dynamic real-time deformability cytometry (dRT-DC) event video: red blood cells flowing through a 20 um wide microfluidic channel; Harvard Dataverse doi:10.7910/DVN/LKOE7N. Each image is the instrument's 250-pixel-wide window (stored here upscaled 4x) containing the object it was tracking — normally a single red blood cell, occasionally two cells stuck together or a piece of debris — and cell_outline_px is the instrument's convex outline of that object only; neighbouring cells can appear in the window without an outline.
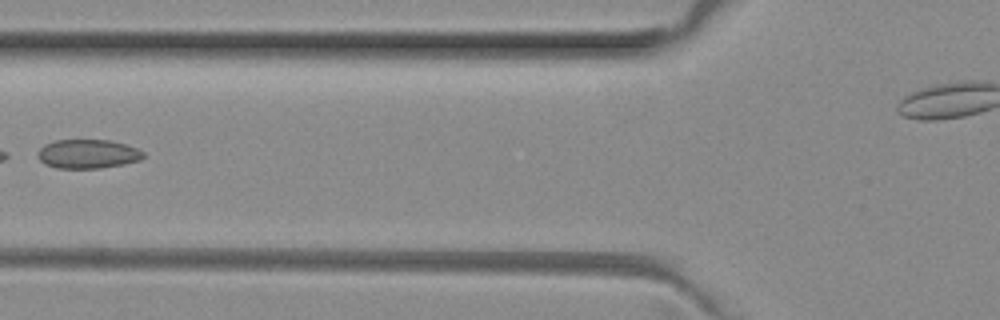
{"species": "common noctule bat (a hibernating species)", "species_latin": "Nyctalus noctula", "temperature_condition": "room temperature", "stored_images_in_passage": 7, "camera_frame_rate_fps": 3000, "um_per_image_px": 0.085, "animal": {"sex": "female", "body_mass_g": 29.2, "forearm_length_mm": 56.3}, "frame": {"image": 1, "passage_image": 5, "time_ms": 1.333, "image_size_px": [1000, 320], "cell_outline_px": [[144, 156], [140, 160], [124, 164], [100, 168], [56, 168], [44, 164], [36, 156], [36, 152], [44, 144], [56, 140], [108, 140], [124, 144], [136, 148], [144, 152]], "centroid_in_image_um": [7.42, 13.09], "position_along_channel_um": 118.4, "area_um2": 17.92}}
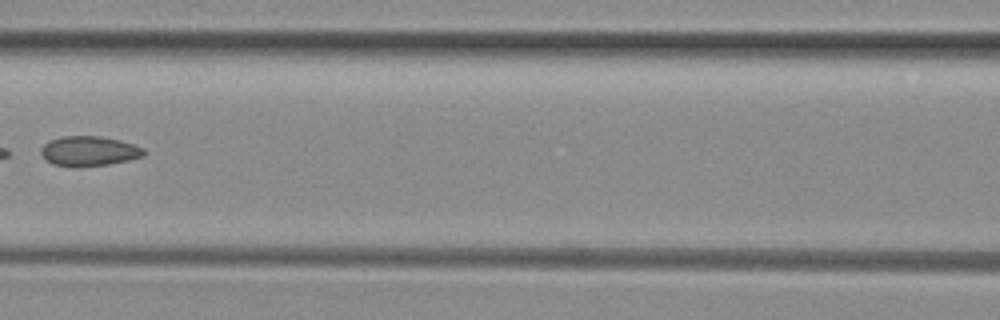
{"frame": {"image": 2, "passage_image": 6, "time_ms": 1.667, "image_size_px": [1000, 320], "cell_outline_px": [[148, 152], [144, 156], [128, 160], [108, 164], [76, 168], [52, 164], [44, 160], [40, 152], [40, 148], [48, 140], [64, 136], [100, 136], [120, 140], [144, 148]], "centroid_in_image_um": [7.54, 12.85], "position_along_channel_um": 159.1, "area_um2": 18.26}}
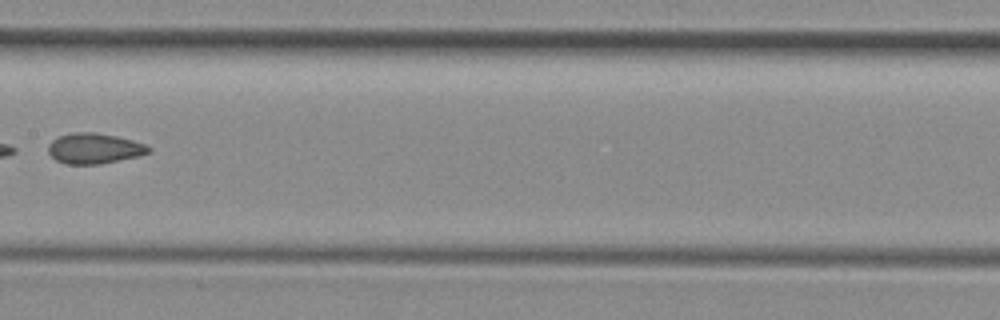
{"frame": {"image": 3, "passage_image": 7, "time_ms": 2.0, "image_size_px": [1000, 320], "cell_outline_px": [[152, 152], [140, 156], [100, 164], [68, 164], [56, 160], [48, 152], [48, 144], [52, 140], [60, 136], [76, 132], [96, 132], [116, 136], [132, 140], [144, 144], [152, 148]], "centroid_in_image_um": [8.04, 12.62], "position_along_channel_um": 199.4, "area_um2": 17.86}}